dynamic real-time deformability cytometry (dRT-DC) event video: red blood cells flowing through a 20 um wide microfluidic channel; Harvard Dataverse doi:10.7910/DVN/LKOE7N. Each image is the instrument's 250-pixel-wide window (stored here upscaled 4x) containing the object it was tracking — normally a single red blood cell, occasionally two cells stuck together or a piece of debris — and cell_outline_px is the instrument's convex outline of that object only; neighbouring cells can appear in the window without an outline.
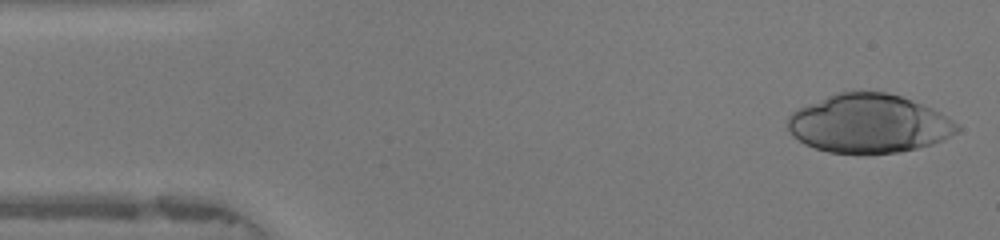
{"species": "human", "species_latin": "Homo sapiens", "temperature_condition": "warm", "stored_images_in_passage": 46, "camera_frame_rate_fps": 3000, "um_per_image_px": 0.085, "donor": {"sex": "female"}, "frame": {"image": 1, "passage_image": 1, "time_ms": 0.0, "image_size_px": [1000, 240], "cell_outline_px": [[960, 128], [956, 132], [944, 140], [932, 144], [900, 152], [828, 152], [804, 144], [792, 136], [788, 128], [788, 116], [796, 108], [836, 92], [860, 88], [884, 92], [900, 96], [912, 100], [932, 108], [940, 112], [960, 124]], "centroid_in_image_um": [73.83, 10.46], "position_along_channel_um": 11.2, "area_um2": 58.38}}
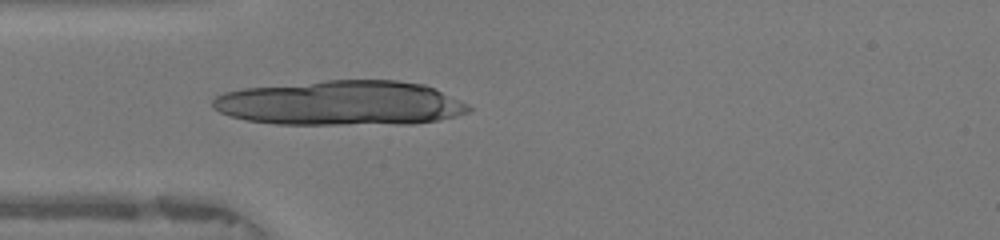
{"frame": {"image": 2, "passage_image": 12, "time_ms": 3.667, "image_size_px": [1000, 240], "cell_outline_px": [[472, 108], [468, 112], [436, 120], [412, 124], [276, 124], [248, 120], [232, 116], [220, 112], [212, 108], [212, 100], [216, 96], [224, 92], [244, 88], [324, 80], [396, 80], [424, 84], [460, 100], [468, 104]], "centroid_in_image_um": [28.94, 8.76], "position_along_channel_um": 56.1, "area_um2": 66.64}}